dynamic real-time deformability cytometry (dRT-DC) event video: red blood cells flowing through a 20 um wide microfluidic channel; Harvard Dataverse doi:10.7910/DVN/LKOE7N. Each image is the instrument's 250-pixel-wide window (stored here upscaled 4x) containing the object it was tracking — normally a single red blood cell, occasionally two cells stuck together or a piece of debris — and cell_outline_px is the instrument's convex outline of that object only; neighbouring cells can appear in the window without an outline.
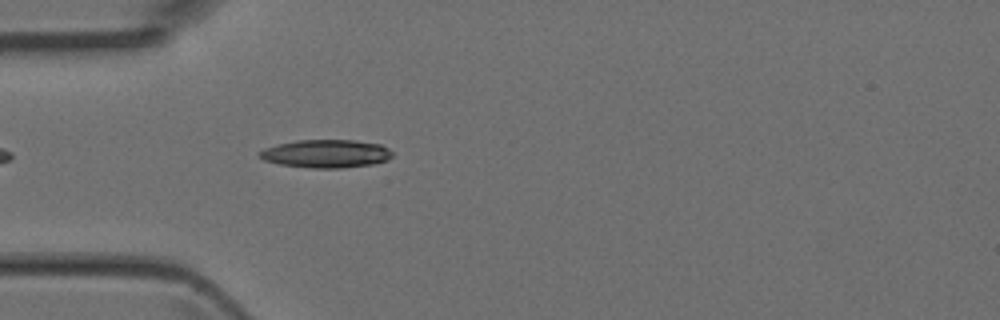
{"species": "Egyptian fruit bat (a non-hibernating species)", "species_latin": "Rousettus aegyptiacus", "temperature_condition": "room temperature", "stored_images_in_passage": 35, "camera_frame_rate_fps": 3000, "um_per_image_px": 0.085, "animal": {"sex": "female"}, "frame": {"image": 1, "passage_image": 4, "time_ms": 1.0, "image_size_px": [1000, 320], "cell_outline_px": [[392, 156], [388, 160], [372, 164], [344, 168], [312, 168], [280, 164], [264, 160], [256, 152], [264, 148], [296, 140], [356, 140], [380, 144], [388, 148], [392, 152]], "centroid_in_image_um": [27.73, 13.06], "position_along_channel_um": 57.3, "area_um2": 21.79}}
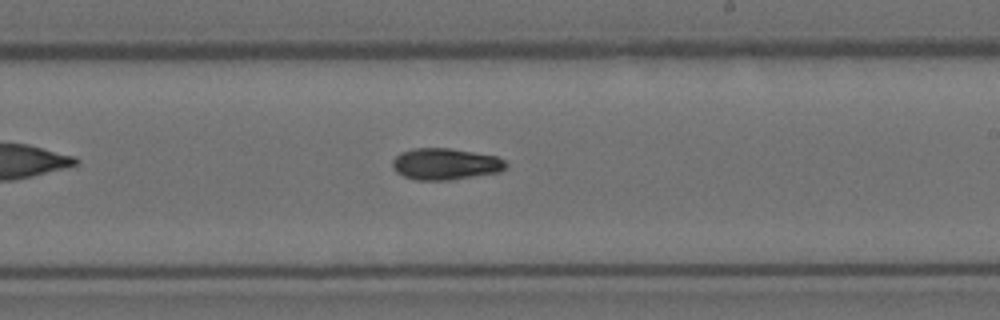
{"frame": {"image": 2, "passage_image": 17, "time_ms": 5.333, "image_size_px": [1000, 320], "cell_outline_px": [[508, 168], [500, 172], [448, 180], [416, 180], [404, 176], [396, 172], [392, 168], [392, 160], [400, 152], [412, 148], [448, 148], [496, 156], [504, 160], [508, 164]], "centroid_in_image_um": [37.85, 13.94], "position_along_channel_um": 251.2, "area_um2": 20.92}}
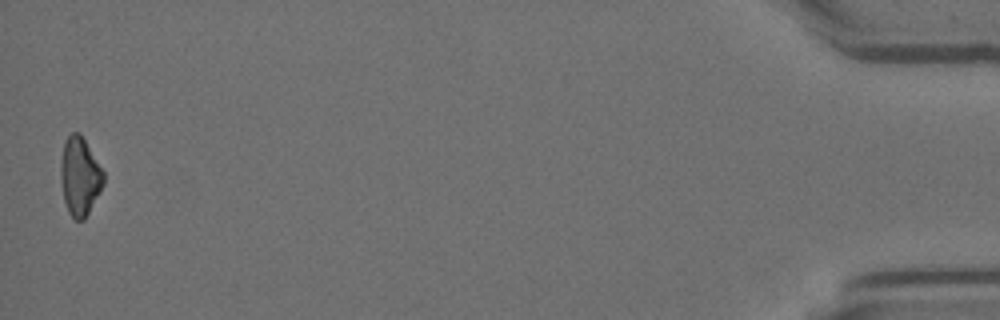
{"frame": {"image": 3, "passage_image": 35, "time_ms": 11.333, "image_size_px": [1000, 320], "cell_outline_px": [[104, 184], [100, 192], [84, 220], [76, 220], [68, 212], [64, 200], [60, 180], [60, 164], [64, 144], [68, 136], [72, 132], [80, 132], [104, 172]], "centroid_in_image_um": [6.78, 14.99], "position_along_channel_um": 428.4, "area_um2": 19.54}}